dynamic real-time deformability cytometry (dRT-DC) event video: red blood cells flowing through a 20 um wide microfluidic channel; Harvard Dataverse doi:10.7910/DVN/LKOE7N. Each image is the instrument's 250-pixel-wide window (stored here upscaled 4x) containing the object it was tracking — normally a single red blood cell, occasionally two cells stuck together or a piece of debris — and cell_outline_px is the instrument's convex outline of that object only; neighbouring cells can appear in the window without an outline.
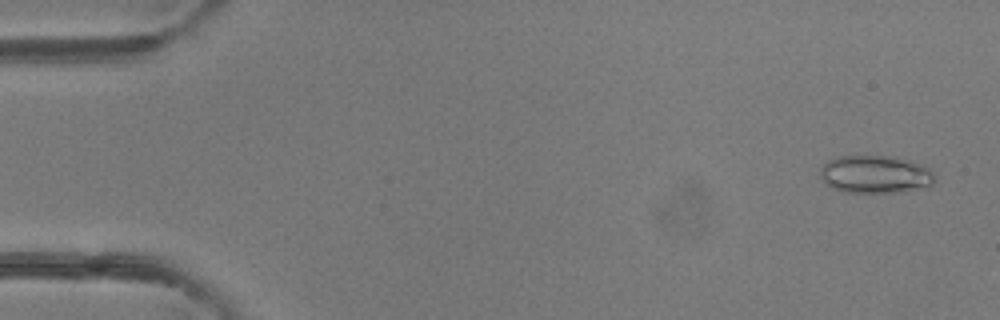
{"species": "common noctule bat (a hibernating species)", "species_latin": "Nyctalus noctula", "temperature_condition": "room temperature", "stored_images_in_passage": 49, "camera_frame_rate_fps": 3000, "um_per_image_px": 0.085, "animal": {"sex": "female"}, "frame": {"image": 1, "passage_image": 2, "time_ms": 0.333, "image_size_px": [1000, 320], "cell_outline_px": [[936, 180], [928, 188], [900, 192], [840, 192], [832, 188], [820, 176], [820, 168], [828, 160], [840, 156], [892, 156], [908, 160], [920, 164], [928, 168], [936, 176]], "centroid_in_image_um": [74.43, 14.83], "position_along_channel_um": 10.6, "area_um2": 25.43}}
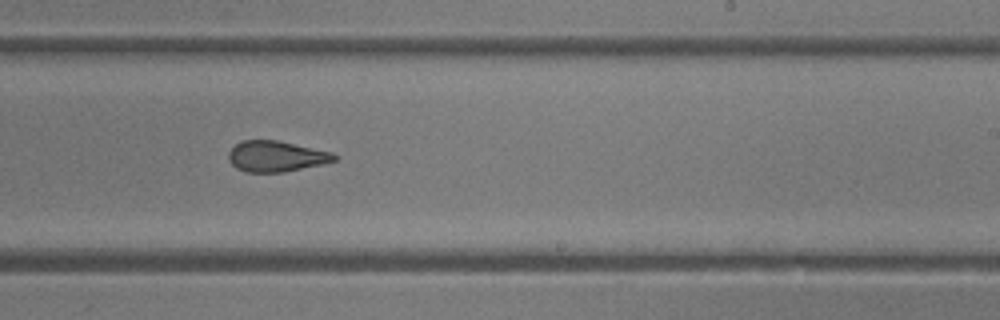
{"frame": {"image": 2, "passage_image": 30, "time_ms": 9.667, "image_size_px": [1000, 320], "cell_outline_px": [[336, 160], [324, 164], [284, 172], [244, 172], [236, 168], [228, 160], [228, 152], [240, 140], [276, 140], [332, 152], [336, 156]], "centroid_in_image_um": [23.44, 13.29], "position_along_channel_um": 265.6, "area_um2": 19.02}}
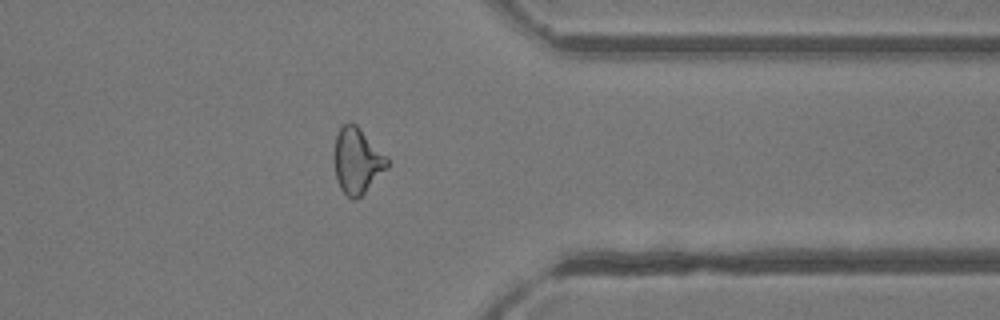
{"frame": {"image": 3, "passage_image": 39, "time_ms": 12.667, "image_size_px": [1000, 320], "cell_outline_px": [[388, 168], [356, 200], [352, 200], [340, 188], [336, 180], [332, 160], [332, 152], [336, 136], [340, 128], [348, 120], [356, 124], [388, 156]], "centroid_in_image_um": [30.32, 13.64], "position_along_channel_um": 381.1, "area_um2": 20.81}, "authors_computed_cell_mechanics": {"area_um2": 21.0392, "velocity_mm_per_s": 4.1627, "shape_relaxation_time_tau1_ms": null, "shape_relaxation_time_tau2_ms": 1.5996, "deformation_change_tau1": null, "deformation_change_tau2": 0.09}}